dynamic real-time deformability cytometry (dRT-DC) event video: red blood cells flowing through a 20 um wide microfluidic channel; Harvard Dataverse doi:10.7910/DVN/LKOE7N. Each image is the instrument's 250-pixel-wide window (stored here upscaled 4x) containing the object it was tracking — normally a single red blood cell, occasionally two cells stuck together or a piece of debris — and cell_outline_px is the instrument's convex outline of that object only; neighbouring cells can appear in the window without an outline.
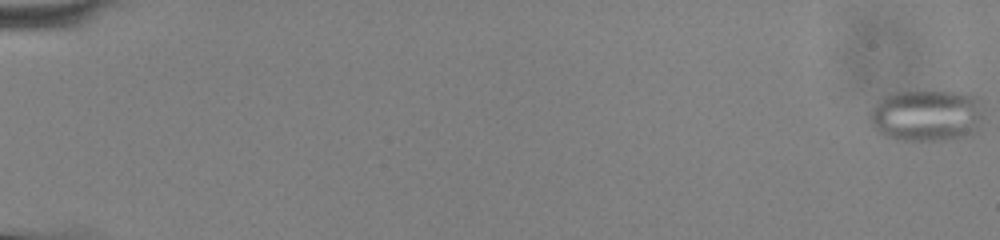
{"species": "common noctule bat (a hibernating species)", "species_latin": "Nyctalus noctula", "temperature_condition": "cold", "stored_images_in_passage": 51, "camera_frame_rate_fps": 3000, "um_per_image_px": 0.085, "animal": {"sex": "male", "body_mass_g": 13.0, "forearm_length_mm": 53.1}, "frame": {"image": 1, "passage_image": 1, "time_ms": 0.0, "image_size_px": [1000, 240], "cell_outline_px": [[984, 116], [972, 136], [944, 140], [896, 140], [884, 136], [872, 124], [868, 116], [872, 108], [884, 96], [896, 92], [968, 92], [980, 96]], "centroid_in_image_um": [78.84, 9.82], "position_along_channel_um": 6.2, "area_um2": 34.8}}
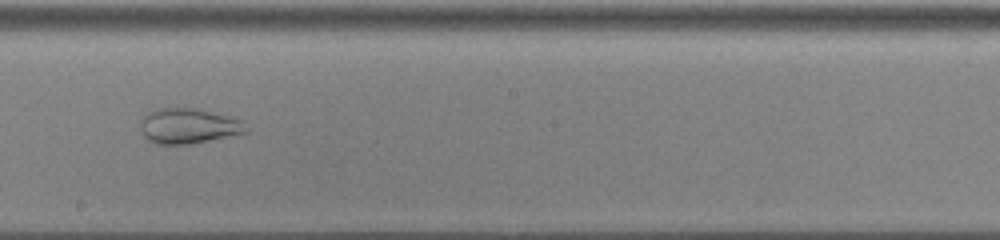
{"frame": {"image": 2, "passage_image": 33, "time_ms": 10.667, "image_size_px": [1000, 240], "cell_outline_px": [[248, 132], [188, 144], [160, 144], [148, 140], [144, 136], [140, 128], [144, 116], [148, 112], [156, 108], [200, 108], [232, 116], [240, 120], [248, 128]], "centroid_in_image_um": [16.03, 10.68], "position_along_channel_um": 232.2, "area_um2": 21.68}}
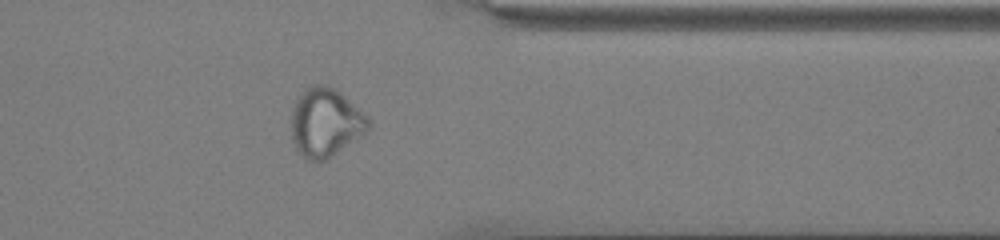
{"frame": {"image": 3, "passage_image": 45, "time_ms": 14.667, "image_size_px": [1000, 240], "cell_outline_px": [[368, 132], [364, 136], [324, 160], [304, 160], [296, 148], [292, 140], [292, 108], [296, 100], [312, 84], [328, 84], [340, 92], [368, 116]], "centroid_in_image_um": [27.68, 10.42], "position_along_channel_um": 383.7, "area_um2": 30.81}}